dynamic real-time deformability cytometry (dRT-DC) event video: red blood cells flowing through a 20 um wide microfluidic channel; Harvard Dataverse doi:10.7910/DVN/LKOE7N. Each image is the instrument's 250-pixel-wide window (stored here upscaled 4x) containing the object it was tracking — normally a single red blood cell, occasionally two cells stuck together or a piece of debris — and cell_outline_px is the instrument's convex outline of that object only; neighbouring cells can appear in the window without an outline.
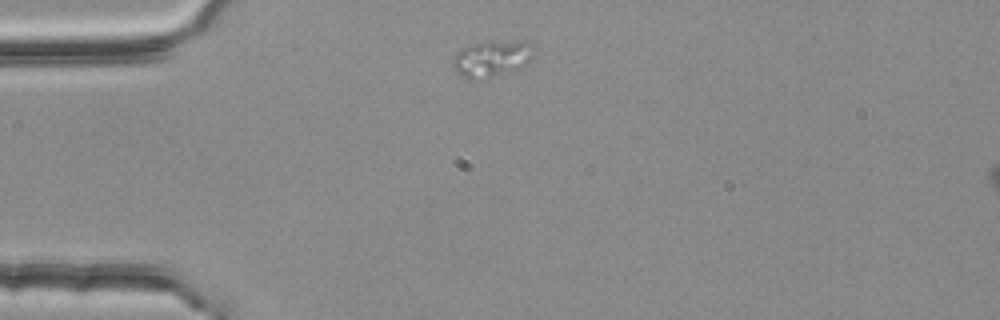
{"species": "common noctule bat (a hibernating species)", "species_latin": "Nyctalus noctula", "temperature_condition": "room temperature", "stored_images_in_passage": 2, "camera_frame_rate_fps": 3000, "um_per_image_px": 0.085, "animal": {"sex": "female", "body_mass_g": 25.1}, "frame": {"image": 1, "passage_image": 1, "time_ms": 0.0, "image_size_px": [1000, 320], "cell_outline_px": [[536, 48], [532, 56], [520, 68], [488, 80], [468, 80], [456, 72], [452, 64], [452, 56], [456, 52], [472, 44], [496, 40], [528, 40]], "centroid_in_image_um": [41.81, 4.99], "position_along_channel_um": 43.2, "area_um2": 17.92}}